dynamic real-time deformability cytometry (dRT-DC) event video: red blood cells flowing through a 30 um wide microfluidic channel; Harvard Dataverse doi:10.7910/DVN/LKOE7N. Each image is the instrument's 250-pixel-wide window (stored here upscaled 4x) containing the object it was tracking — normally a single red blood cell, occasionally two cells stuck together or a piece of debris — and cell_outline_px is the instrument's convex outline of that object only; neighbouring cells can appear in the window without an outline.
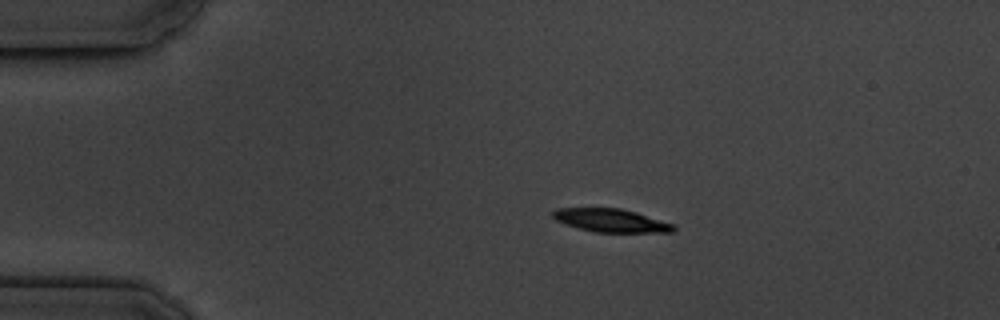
{"species": "common noctule bat (a hibernating species)", "species_latin": "Nyctalus noctula", "temperature_condition": "cold", "stored_images_in_passage": 2, "camera_frame_rate_fps": 3000, "um_per_image_px": 0.085, "animal": {"sex": "male", "body_mass_g": 19.5, "forearm_length_mm": 54.6}, "frame": {"image": 1, "passage_image": 1, "time_ms": 0.0, "image_size_px": [1000, 320], "cell_outline_px": [[676, 228], [672, 232], [592, 232], [576, 228], [564, 224], [556, 220], [552, 216], [552, 212], [556, 208], [620, 208], [636, 212], [672, 224]], "centroid_in_image_um": [51.87, 18.74], "position_along_channel_um": 33.1, "area_um2": 16.3}}